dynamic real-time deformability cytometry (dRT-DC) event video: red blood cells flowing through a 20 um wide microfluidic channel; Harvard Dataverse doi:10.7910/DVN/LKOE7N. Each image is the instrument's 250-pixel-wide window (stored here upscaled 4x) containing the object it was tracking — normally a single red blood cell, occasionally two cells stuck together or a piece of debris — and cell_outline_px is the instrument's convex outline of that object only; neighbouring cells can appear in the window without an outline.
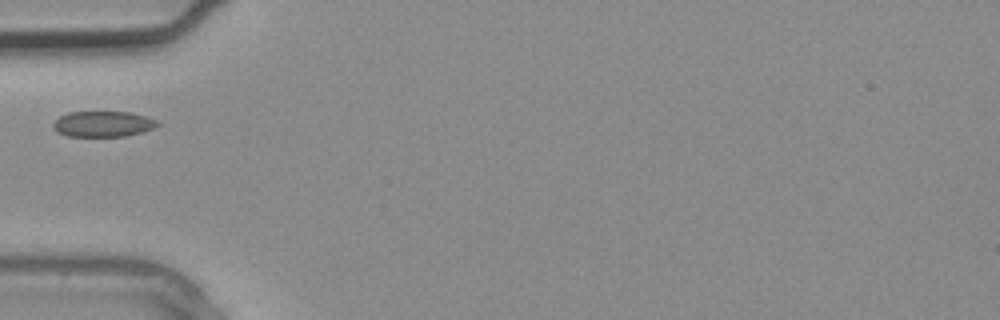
{"species": "common noctule bat (a hibernating species)", "species_latin": "Nyctalus noctula", "temperature_condition": "warm", "stored_images_in_passage": 4, "camera_frame_rate_fps": 3000, "um_per_image_px": 0.085, "animal": {"sex": "male", "body_mass_g": 20.4}, "frame": {"image": 1, "passage_image": 4, "time_ms": 1.0, "image_size_px": [1000, 320], "cell_outline_px": [[160, 124], [152, 128], [140, 132], [124, 136], [68, 136], [52, 128], [52, 124], [60, 116], [68, 112], [132, 112], [156, 120]], "centroid_in_image_um": [8.73, 10.53], "position_along_channel_um": 76.3, "area_um2": 15.37}}